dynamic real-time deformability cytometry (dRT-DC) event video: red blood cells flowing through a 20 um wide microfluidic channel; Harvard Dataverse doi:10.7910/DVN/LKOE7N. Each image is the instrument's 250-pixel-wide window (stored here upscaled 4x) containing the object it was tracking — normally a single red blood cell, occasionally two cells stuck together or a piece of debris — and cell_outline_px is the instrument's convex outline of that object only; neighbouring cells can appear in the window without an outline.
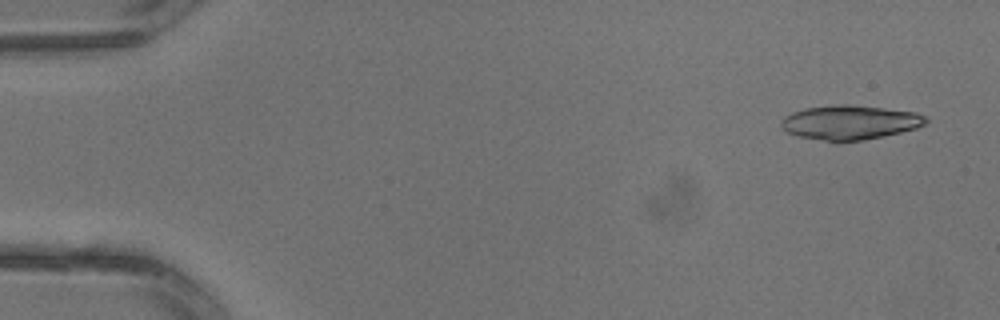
{"species": "common noctule bat (a hibernating species)", "species_latin": "Nyctalus noctula", "temperature_condition": "warm", "stored_images_in_passage": 4, "camera_frame_rate_fps": 3000, "um_per_image_px": 0.085, "animal": {"sex": "male", "body_mass_g": 13.3}, "frame": {"image": 1, "passage_image": 1, "time_ms": 0.0, "image_size_px": [1000, 320], "cell_outline_px": [[928, 120], [924, 124], [916, 128], [884, 136], [864, 140], [824, 140], [800, 136], [788, 132], [780, 124], [780, 120], [784, 116], [792, 112], [804, 108], [832, 104], [852, 104], [916, 112], [928, 116]], "centroid_in_image_um": [72.26, 10.37], "position_along_channel_um": 12.7, "area_um2": 28.84}}
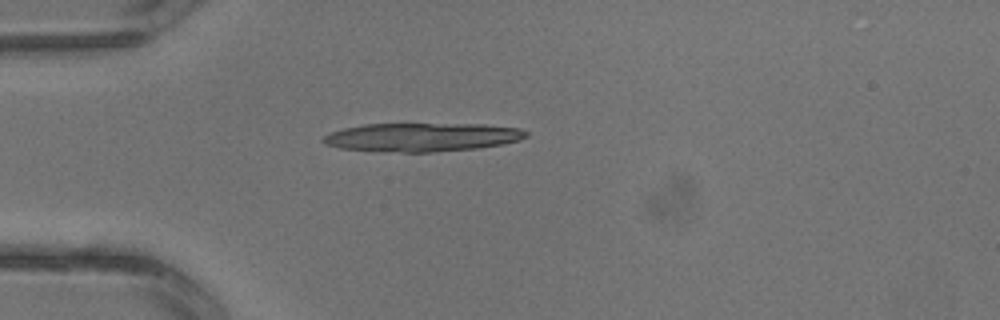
{"frame": {"image": 2, "passage_image": 3, "time_ms": 0.667, "image_size_px": [1000, 320], "cell_outline_px": [[528, 136], [520, 140], [504, 144], [476, 148], [432, 152], [400, 152], [340, 148], [324, 144], [320, 140], [324, 136], [332, 132], [344, 128], [364, 124], [484, 124], [520, 128], [528, 132]], "centroid_in_image_um": [35.9, 11.65], "position_along_channel_um": 49.1, "area_um2": 33.76}}